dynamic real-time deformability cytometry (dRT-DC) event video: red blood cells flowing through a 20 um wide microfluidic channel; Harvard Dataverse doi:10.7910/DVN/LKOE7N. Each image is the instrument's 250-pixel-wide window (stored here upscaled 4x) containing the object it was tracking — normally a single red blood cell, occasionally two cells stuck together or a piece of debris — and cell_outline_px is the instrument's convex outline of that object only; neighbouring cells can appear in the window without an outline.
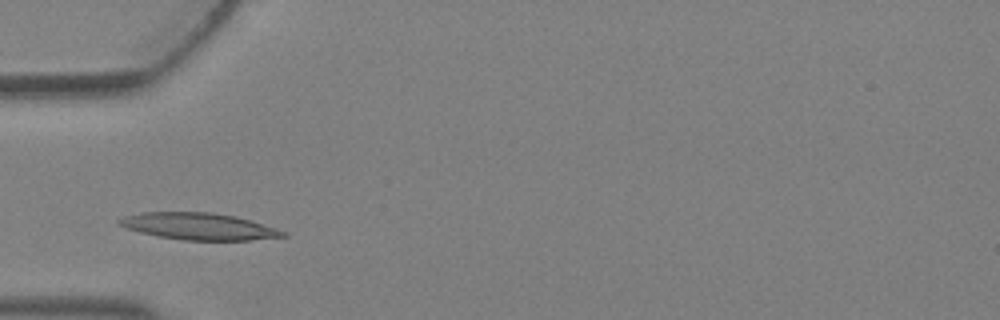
{"species": "Egyptian fruit bat (a non-hibernating species)", "species_latin": "Rousettus aegyptiacus", "temperature_condition": "warm", "stored_images_in_passage": 2, "camera_frame_rate_fps": 3000, "um_per_image_px": 0.085, "animal": {"sex": "female"}, "frame": {"image": 1, "passage_image": 2, "time_ms": 0.333, "image_size_px": [1000, 320], "cell_outline_px": [[288, 236], [252, 240], [184, 240], [160, 236], [140, 232], [116, 224], [116, 220], [124, 216], [140, 212], [212, 212], [236, 216], [276, 228], [288, 232]], "centroid_in_image_um": [16.9, 19.23], "position_along_channel_um": 68.1, "area_um2": 25.61}}